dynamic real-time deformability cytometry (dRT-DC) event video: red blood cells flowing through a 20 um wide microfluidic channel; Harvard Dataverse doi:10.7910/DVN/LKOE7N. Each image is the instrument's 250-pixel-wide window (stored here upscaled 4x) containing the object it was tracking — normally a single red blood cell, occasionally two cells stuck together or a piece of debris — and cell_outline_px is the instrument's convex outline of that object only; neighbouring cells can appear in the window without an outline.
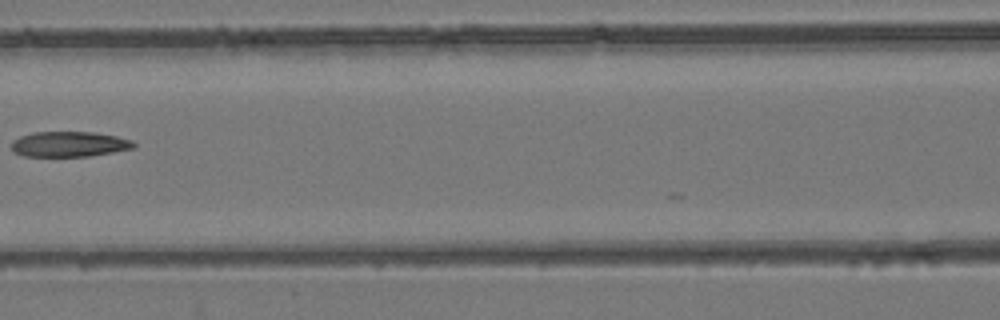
{"species": "common noctule bat (a hibernating species)", "species_latin": "Nyctalus noctula", "temperature_condition": "room temperature", "stored_images_in_passage": 9, "camera_frame_rate_fps": 3000, "um_per_image_px": 0.085, "animal": {"sex": "female", "body_mass_g": 24.6, "forearm_length_mm": 56.2}, "frame": {"image": 1, "passage_image": 7, "time_ms": 7.667, "image_size_px": [1000, 320], "cell_outline_px": [[136, 144], [132, 148], [112, 152], [88, 156], [24, 156], [12, 152], [12, 140], [20, 136], [32, 132], [92, 132], [116, 136], [132, 140]], "centroid_in_image_um": [5.84, 12.25], "position_along_channel_um": 160.8, "area_um2": 17.98}}
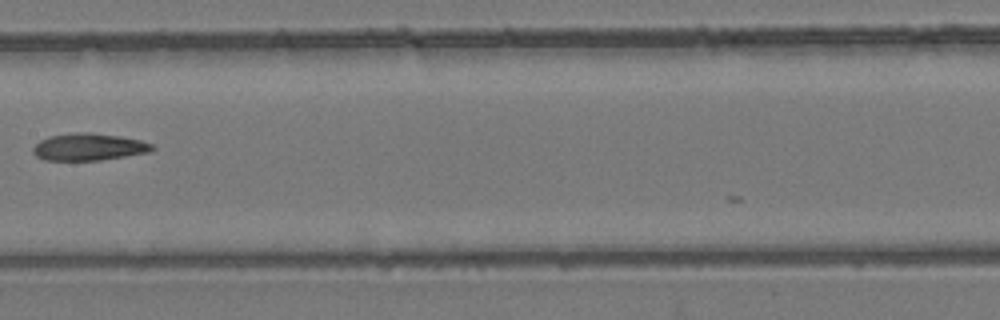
{"frame": {"image": 2, "passage_image": 8, "time_ms": 8.667, "image_size_px": [1000, 320], "cell_outline_px": [[156, 148], [148, 152], [100, 160], [44, 160], [36, 156], [32, 152], [32, 148], [40, 140], [48, 136], [80, 132], [88, 132], [120, 136], [140, 140], [152, 144]], "centroid_in_image_um": [7.52, 12.49], "position_along_channel_um": 199.9, "area_um2": 18.73}}
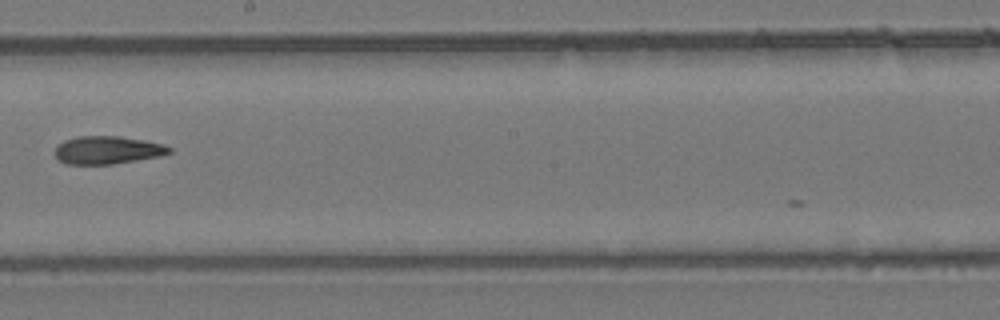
{"frame": {"image": 3, "passage_image": 9, "time_ms": 9.667, "image_size_px": [1000, 320], "cell_outline_px": [[172, 152], [160, 156], [112, 164], [64, 164], [56, 160], [52, 152], [56, 144], [64, 140], [76, 136], [120, 136], [144, 140], [164, 144], [172, 148]], "centroid_in_image_um": [9.05, 12.75], "position_along_channel_um": 239.1, "area_um2": 19.02}}